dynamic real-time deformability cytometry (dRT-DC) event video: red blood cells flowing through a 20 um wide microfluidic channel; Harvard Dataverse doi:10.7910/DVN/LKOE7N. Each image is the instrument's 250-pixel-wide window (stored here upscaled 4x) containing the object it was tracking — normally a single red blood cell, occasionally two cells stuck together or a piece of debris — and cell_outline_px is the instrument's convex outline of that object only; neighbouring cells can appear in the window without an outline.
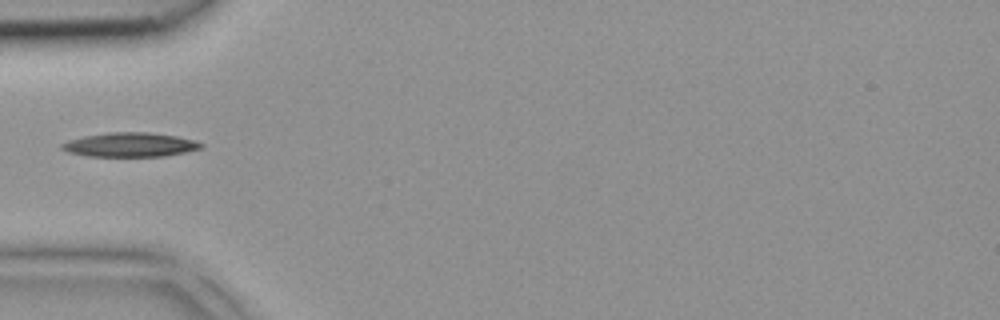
{"species": "common noctule bat (a hibernating species)", "species_latin": "Nyctalus noctula", "temperature_condition": "room temperature", "stored_images_in_passage": 2, "camera_frame_rate_fps": 3000, "um_per_image_px": 0.085, "animal": {"sex": "female", "body_mass_g": 18.4}, "frame": {"image": 1, "passage_image": 2, "time_ms": 0.333, "image_size_px": [1000, 320], "cell_outline_px": [[204, 148], [164, 156], [88, 156], [68, 152], [60, 148], [60, 144], [68, 140], [84, 136], [108, 132], [148, 132], [176, 136], [192, 140], [204, 144]], "centroid_in_image_um": [11.03, 12.3], "position_along_channel_um": 74.0, "area_um2": 19.59}}